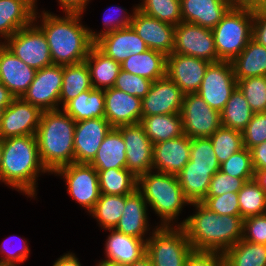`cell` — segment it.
<instances>
[{
  "label": "cell",
  "instance_id": "obj_56",
  "mask_svg": "<svg viewBox=\"0 0 266 266\" xmlns=\"http://www.w3.org/2000/svg\"><path fill=\"white\" fill-rule=\"evenodd\" d=\"M254 170H266V141L251 150Z\"/></svg>",
  "mask_w": 266,
  "mask_h": 266
},
{
  "label": "cell",
  "instance_id": "obj_36",
  "mask_svg": "<svg viewBox=\"0 0 266 266\" xmlns=\"http://www.w3.org/2000/svg\"><path fill=\"white\" fill-rule=\"evenodd\" d=\"M224 266H266V245L238 241L223 253Z\"/></svg>",
  "mask_w": 266,
  "mask_h": 266
},
{
  "label": "cell",
  "instance_id": "obj_47",
  "mask_svg": "<svg viewBox=\"0 0 266 266\" xmlns=\"http://www.w3.org/2000/svg\"><path fill=\"white\" fill-rule=\"evenodd\" d=\"M152 82L145 77L121 69L113 87L142 99L149 92Z\"/></svg>",
  "mask_w": 266,
  "mask_h": 266
},
{
  "label": "cell",
  "instance_id": "obj_4",
  "mask_svg": "<svg viewBox=\"0 0 266 266\" xmlns=\"http://www.w3.org/2000/svg\"><path fill=\"white\" fill-rule=\"evenodd\" d=\"M75 126L76 121L61 108L42 111L36 139L41 162L51 174L74 163Z\"/></svg>",
  "mask_w": 266,
  "mask_h": 266
},
{
  "label": "cell",
  "instance_id": "obj_39",
  "mask_svg": "<svg viewBox=\"0 0 266 266\" xmlns=\"http://www.w3.org/2000/svg\"><path fill=\"white\" fill-rule=\"evenodd\" d=\"M125 207V195L100 194L96 205L88 213L101 229H115Z\"/></svg>",
  "mask_w": 266,
  "mask_h": 266
},
{
  "label": "cell",
  "instance_id": "obj_20",
  "mask_svg": "<svg viewBox=\"0 0 266 266\" xmlns=\"http://www.w3.org/2000/svg\"><path fill=\"white\" fill-rule=\"evenodd\" d=\"M105 115L112 127L139 124L142 118V99L114 87L104 90Z\"/></svg>",
  "mask_w": 266,
  "mask_h": 266
},
{
  "label": "cell",
  "instance_id": "obj_63",
  "mask_svg": "<svg viewBox=\"0 0 266 266\" xmlns=\"http://www.w3.org/2000/svg\"><path fill=\"white\" fill-rule=\"evenodd\" d=\"M2 139L0 138V182H1V159H2Z\"/></svg>",
  "mask_w": 266,
  "mask_h": 266
},
{
  "label": "cell",
  "instance_id": "obj_53",
  "mask_svg": "<svg viewBox=\"0 0 266 266\" xmlns=\"http://www.w3.org/2000/svg\"><path fill=\"white\" fill-rule=\"evenodd\" d=\"M185 266H224L223 253L192 250Z\"/></svg>",
  "mask_w": 266,
  "mask_h": 266
},
{
  "label": "cell",
  "instance_id": "obj_25",
  "mask_svg": "<svg viewBox=\"0 0 266 266\" xmlns=\"http://www.w3.org/2000/svg\"><path fill=\"white\" fill-rule=\"evenodd\" d=\"M238 0H180L182 21L213 29Z\"/></svg>",
  "mask_w": 266,
  "mask_h": 266
},
{
  "label": "cell",
  "instance_id": "obj_35",
  "mask_svg": "<svg viewBox=\"0 0 266 266\" xmlns=\"http://www.w3.org/2000/svg\"><path fill=\"white\" fill-rule=\"evenodd\" d=\"M93 89L86 61L64 65L59 109L81 92ZM61 105V106H60Z\"/></svg>",
  "mask_w": 266,
  "mask_h": 266
},
{
  "label": "cell",
  "instance_id": "obj_66",
  "mask_svg": "<svg viewBox=\"0 0 266 266\" xmlns=\"http://www.w3.org/2000/svg\"><path fill=\"white\" fill-rule=\"evenodd\" d=\"M37 7V0H30Z\"/></svg>",
  "mask_w": 266,
  "mask_h": 266
},
{
  "label": "cell",
  "instance_id": "obj_21",
  "mask_svg": "<svg viewBox=\"0 0 266 266\" xmlns=\"http://www.w3.org/2000/svg\"><path fill=\"white\" fill-rule=\"evenodd\" d=\"M191 139L178 138L153 144L152 170L178 175L190 160Z\"/></svg>",
  "mask_w": 266,
  "mask_h": 266
},
{
  "label": "cell",
  "instance_id": "obj_61",
  "mask_svg": "<svg viewBox=\"0 0 266 266\" xmlns=\"http://www.w3.org/2000/svg\"><path fill=\"white\" fill-rule=\"evenodd\" d=\"M127 266H152L150 258L146 255L142 259Z\"/></svg>",
  "mask_w": 266,
  "mask_h": 266
},
{
  "label": "cell",
  "instance_id": "obj_27",
  "mask_svg": "<svg viewBox=\"0 0 266 266\" xmlns=\"http://www.w3.org/2000/svg\"><path fill=\"white\" fill-rule=\"evenodd\" d=\"M37 8L30 0H0V42L30 25Z\"/></svg>",
  "mask_w": 266,
  "mask_h": 266
},
{
  "label": "cell",
  "instance_id": "obj_26",
  "mask_svg": "<svg viewBox=\"0 0 266 266\" xmlns=\"http://www.w3.org/2000/svg\"><path fill=\"white\" fill-rule=\"evenodd\" d=\"M105 231L110 232V234L104 245V260L127 266L146 256L147 240L123 234L116 229Z\"/></svg>",
  "mask_w": 266,
  "mask_h": 266
},
{
  "label": "cell",
  "instance_id": "obj_65",
  "mask_svg": "<svg viewBox=\"0 0 266 266\" xmlns=\"http://www.w3.org/2000/svg\"><path fill=\"white\" fill-rule=\"evenodd\" d=\"M3 112H4V109L0 108V125H1V122H2Z\"/></svg>",
  "mask_w": 266,
  "mask_h": 266
},
{
  "label": "cell",
  "instance_id": "obj_30",
  "mask_svg": "<svg viewBox=\"0 0 266 266\" xmlns=\"http://www.w3.org/2000/svg\"><path fill=\"white\" fill-rule=\"evenodd\" d=\"M94 89L105 90L112 88L121 70V64L107 57L95 45L90 49L85 59Z\"/></svg>",
  "mask_w": 266,
  "mask_h": 266
},
{
  "label": "cell",
  "instance_id": "obj_14",
  "mask_svg": "<svg viewBox=\"0 0 266 266\" xmlns=\"http://www.w3.org/2000/svg\"><path fill=\"white\" fill-rule=\"evenodd\" d=\"M42 111L25 101L22 97H15L3 112L0 125V138L36 135Z\"/></svg>",
  "mask_w": 266,
  "mask_h": 266
},
{
  "label": "cell",
  "instance_id": "obj_5",
  "mask_svg": "<svg viewBox=\"0 0 266 266\" xmlns=\"http://www.w3.org/2000/svg\"><path fill=\"white\" fill-rule=\"evenodd\" d=\"M137 190L160 217L157 226H180L179 215L190 202L184 197L177 175L150 170L138 177Z\"/></svg>",
  "mask_w": 266,
  "mask_h": 266
},
{
  "label": "cell",
  "instance_id": "obj_28",
  "mask_svg": "<svg viewBox=\"0 0 266 266\" xmlns=\"http://www.w3.org/2000/svg\"><path fill=\"white\" fill-rule=\"evenodd\" d=\"M89 164L97 171L126 168V145L116 127H112L106 134L96 156Z\"/></svg>",
  "mask_w": 266,
  "mask_h": 266
},
{
  "label": "cell",
  "instance_id": "obj_15",
  "mask_svg": "<svg viewBox=\"0 0 266 266\" xmlns=\"http://www.w3.org/2000/svg\"><path fill=\"white\" fill-rule=\"evenodd\" d=\"M126 145V169L137 178L152 170L153 144L140 124L116 127Z\"/></svg>",
  "mask_w": 266,
  "mask_h": 266
},
{
  "label": "cell",
  "instance_id": "obj_60",
  "mask_svg": "<svg viewBox=\"0 0 266 266\" xmlns=\"http://www.w3.org/2000/svg\"><path fill=\"white\" fill-rule=\"evenodd\" d=\"M253 11L266 12V0H245Z\"/></svg>",
  "mask_w": 266,
  "mask_h": 266
},
{
  "label": "cell",
  "instance_id": "obj_44",
  "mask_svg": "<svg viewBox=\"0 0 266 266\" xmlns=\"http://www.w3.org/2000/svg\"><path fill=\"white\" fill-rule=\"evenodd\" d=\"M137 8L138 5H135L132 9V12L129 13L127 9H124L117 5L116 7L115 5L108 7L105 10L106 15L104 14L102 21L104 28L101 29L100 32L94 31L93 29L89 28L91 39L95 42L99 37L107 33L130 27Z\"/></svg>",
  "mask_w": 266,
  "mask_h": 266
},
{
  "label": "cell",
  "instance_id": "obj_64",
  "mask_svg": "<svg viewBox=\"0 0 266 266\" xmlns=\"http://www.w3.org/2000/svg\"><path fill=\"white\" fill-rule=\"evenodd\" d=\"M0 266H20L19 264L0 262Z\"/></svg>",
  "mask_w": 266,
  "mask_h": 266
},
{
  "label": "cell",
  "instance_id": "obj_8",
  "mask_svg": "<svg viewBox=\"0 0 266 266\" xmlns=\"http://www.w3.org/2000/svg\"><path fill=\"white\" fill-rule=\"evenodd\" d=\"M3 43L16 57L36 70L53 65L47 38L34 21Z\"/></svg>",
  "mask_w": 266,
  "mask_h": 266
},
{
  "label": "cell",
  "instance_id": "obj_41",
  "mask_svg": "<svg viewBox=\"0 0 266 266\" xmlns=\"http://www.w3.org/2000/svg\"><path fill=\"white\" fill-rule=\"evenodd\" d=\"M209 138L220 164L244 148L242 132L222 125Z\"/></svg>",
  "mask_w": 266,
  "mask_h": 266
},
{
  "label": "cell",
  "instance_id": "obj_2",
  "mask_svg": "<svg viewBox=\"0 0 266 266\" xmlns=\"http://www.w3.org/2000/svg\"><path fill=\"white\" fill-rule=\"evenodd\" d=\"M194 214L180 221L192 249L224 253L243 237L240 215H218L201 202L190 203Z\"/></svg>",
  "mask_w": 266,
  "mask_h": 266
},
{
  "label": "cell",
  "instance_id": "obj_11",
  "mask_svg": "<svg viewBox=\"0 0 266 266\" xmlns=\"http://www.w3.org/2000/svg\"><path fill=\"white\" fill-rule=\"evenodd\" d=\"M236 87L237 80L232 63L220 61L208 66L200 88L196 93L212 109L221 112Z\"/></svg>",
  "mask_w": 266,
  "mask_h": 266
},
{
  "label": "cell",
  "instance_id": "obj_46",
  "mask_svg": "<svg viewBox=\"0 0 266 266\" xmlns=\"http://www.w3.org/2000/svg\"><path fill=\"white\" fill-rule=\"evenodd\" d=\"M184 167L220 168L210 138L191 139L190 160Z\"/></svg>",
  "mask_w": 266,
  "mask_h": 266
},
{
  "label": "cell",
  "instance_id": "obj_29",
  "mask_svg": "<svg viewBox=\"0 0 266 266\" xmlns=\"http://www.w3.org/2000/svg\"><path fill=\"white\" fill-rule=\"evenodd\" d=\"M167 56L161 52L147 49L140 54H132L121 63L125 72L156 81L166 76Z\"/></svg>",
  "mask_w": 266,
  "mask_h": 266
},
{
  "label": "cell",
  "instance_id": "obj_23",
  "mask_svg": "<svg viewBox=\"0 0 266 266\" xmlns=\"http://www.w3.org/2000/svg\"><path fill=\"white\" fill-rule=\"evenodd\" d=\"M95 46L107 57L120 64L132 54H140L148 49L143 39L131 26L99 37L95 41Z\"/></svg>",
  "mask_w": 266,
  "mask_h": 266
},
{
  "label": "cell",
  "instance_id": "obj_38",
  "mask_svg": "<svg viewBox=\"0 0 266 266\" xmlns=\"http://www.w3.org/2000/svg\"><path fill=\"white\" fill-rule=\"evenodd\" d=\"M254 112L238 87L231 93L225 107L220 112L224 127L242 131L251 121Z\"/></svg>",
  "mask_w": 266,
  "mask_h": 266
},
{
  "label": "cell",
  "instance_id": "obj_7",
  "mask_svg": "<svg viewBox=\"0 0 266 266\" xmlns=\"http://www.w3.org/2000/svg\"><path fill=\"white\" fill-rule=\"evenodd\" d=\"M192 246L181 226H158L147 239L152 266H185Z\"/></svg>",
  "mask_w": 266,
  "mask_h": 266
},
{
  "label": "cell",
  "instance_id": "obj_3",
  "mask_svg": "<svg viewBox=\"0 0 266 266\" xmlns=\"http://www.w3.org/2000/svg\"><path fill=\"white\" fill-rule=\"evenodd\" d=\"M2 148L1 183L35 199L38 177L51 174L41 162L36 135L3 139Z\"/></svg>",
  "mask_w": 266,
  "mask_h": 266
},
{
  "label": "cell",
  "instance_id": "obj_51",
  "mask_svg": "<svg viewBox=\"0 0 266 266\" xmlns=\"http://www.w3.org/2000/svg\"><path fill=\"white\" fill-rule=\"evenodd\" d=\"M246 181L242 178L231 177L222 171L212 176L206 197L220 196L227 193H238Z\"/></svg>",
  "mask_w": 266,
  "mask_h": 266
},
{
  "label": "cell",
  "instance_id": "obj_48",
  "mask_svg": "<svg viewBox=\"0 0 266 266\" xmlns=\"http://www.w3.org/2000/svg\"><path fill=\"white\" fill-rule=\"evenodd\" d=\"M14 236L7 237L0 245V253L2 254L0 257V262L4 263H13V264H19L24 263L26 260H28V257L30 256V248L27 242L28 240H25L22 237H19L18 240ZM14 238V239H13ZM17 241V245L14 246V242ZM14 241V242H13ZM10 244V245H9ZM13 245V246H11ZM14 248V249H13Z\"/></svg>",
  "mask_w": 266,
  "mask_h": 266
},
{
  "label": "cell",
  "instance_id": "obj_59",
  "mask_svg": "<svg viewBox=\"0 0 266 266\" xmlns=\"http://www.w3.org/2000/svg\"><path fill=\"white\" fill-rule=\"evenodd\" d=\"M253 179L266 194V170H255Z\"/></svg>",
  "mask_w": 266,
  "mask_h": 266
},
{
  "label": "cell",
  "instance_id": "obj_45",
  "mask_svg": "<svg viewBox=\"0 0 266 266\" xmlns=\"http://www.w3.org/2000/svg\"><path fill=\"white\" fill-rule=\"evenodd\" d=\"M220 171L236 178L249 181L254 178V167L252 163L251 151L243 148L230 156L227 161L220 164Z\"/></svg>",
  "mask_w": 266,
  "mask_h": 266
},
{
  "label": "cell",
  "instance_id": "obj_6",
  "mask_svg": "<svg viewBox=\"0 0 266 266\" xmlns=\"http://www.w3.org/2000/svg\"><path fill=\"white\" fill-rule=\"evenodd\" d=\"M253 10L238 0L212 29L220 61L232 62L252 39Z\"/></svg>",
  "mask_w": 266,
  "mask_h": 266
},
{
  "label": "cell",
  "instance_id": "obj_22",
  "mask_svg": "<svg viewBox=\"0 0 266 266\" xmlns=\"http://www.w3.org/2000/svg\"><path fill=\"white\" fill-rule=\"evenodd\" d=\"M148 209L147 202L138 190L125 195L124 211L115 229L123 234L147 240L152 233L150 230L154 231L158 227L149 224Z\"/></svg>",
  "mask_w": 266,
  "mask_h": 266
},
{
  "label": "cell",
  "instance_id": "obj_16",
  "mask_svg": "<svg viewBox=\"0 0 266 266\" xmlns=\"http://www.w3.org/2000/svg\"><path fill=\"white\" fill-rule=\"evenodd\" d=\"M185 93L167 75L152 82L142 98V116L181 113Z\"/></svg>",
  "mask_w": 266,
  "mask_h": 266
},
{
  "label": "cell",
  "instance_id": "obj_13",
  "mask_svg": "<svg viewBox=\"0 0 266 266\" xmlns=\"http://www.w3.org/2000/svg\"><path fill=\"white\" fill-rule=\"evenodd\" d=\"M62 80L63 65L39 69L22 98L41 111L59 109Z\"/></svg>",
  "mask_w": 266,
  "mask_h": 266
},
{
  "label": "cell",
  "instance_id": "obj_54",
  "mask_svg": "<svg viewBox=\"0 0 266 266\" xmlns=\"http://www.w3.org/2000/svg\"><path fill=\"white\" fill-rule=\"evenodd\" d=\"M252 39L266 47V12L253 11Z\"/></svg>",
  "mask_w": 266,
  "mask_h": 266
},
{
  "label": "cell",
  "instance_id": "obj_42",
  "mask_svg": "<svg viewBox=\"0 0 266 266\" xmlns=\"http://www.w3.org/2000/svg\"><path fill=\"white\" fill-rule=\"evenodd\" d=\"M138 9L162 22L177 26L182 22L180 0H140Z\"/></svg>",
  "mask_w": 266,
  "mask_h": 266
},
{
  "label": "cell",
  "instance_id": "obj_57",
  "mask_svg": "<svg viewBox=\"0 0 266 266\" xmlns=\"http://www.w3.org/2000/svg\"><path fill=\"white\" fill-rule=\"evenodd\" d=\"M52 266H82V264L75 253L69 251L60 256Z\"/></svg>",
  "mask_w": 266,
  "mask_h": 266
},
{
  "label": "cell",
  "instance_id": "obj_37",
  "mask_svg": "<svg viewBox=\"0 0 266 266\" xmlns=\"http://www.w3.org/2000/svg\"><path fill=\"white\" fill-rule=\"evenodd\" d=\"M100 194L130 195L137 190L138 178L126 168L97 171Z\"/></svg>",
  "mask_w": 266,
  "mask_h": 266
},
{
  "label": "cell",
  "instance_id": "obj_62",
  "mask_svg": "<svg viewBox=\"0 0 266 266\" xmlns=\"http://www.w3.org/2000/svg\"><path fill=\"white\" fill-rule=\"evenodd\" d=\"M95 265L96 266H123V265L116 263V262L104 260V258L102 260L98 261V263Z\"/></svg>",
  "mask_w": 266,
  "mask_h": 266
},
{
  "label": "cell",
  "instance_id": "obj_55",
  "mask_svg": "<svg viewBox=\"0 0 266 266\" xmlns=\"http://www.w3.org/2000/svg\"><path fill=\"white\" fill-rule=\"evenodd\" d=\"M89 1L91 0H57L63 13H84Z\"/></svg>",
  "mask_w": 266,
  "mask_h": 266
},
{
  "label": "cell",
  "instance_id": "obj_58",
  "mask_svg": "<svg viewBox=\"0 0 266 266\" xmlns=\"http://www.w3.org/2000/svg\"><path fill=\"white\" fill-rule=\"evenodd\" d=\"M15 96L10 90L0 81V108L5 109L10 105Z\"/></svg>",
  "mask_w": 266,
  "mask_h": 266
},
{
  "label": "cell",
  "instance_id": "obj_50",
  "mask_svg": "<svg viewBox=\"0 0 266 266\" xmlns=\"http://www.w3.org/2000/svg\"><path fill=\"white\" fill-rule=\"evenodd\" d=\"M201 203L218 215H240L238 193H227L220 196L205 197Z\"/></svg>",
  "mask_w": 266,
  "mask_h": 266
},
{
  "label": "cell",
  "instance_id": "obj_24",
  "mask_svg": "<svg viewBox=\"0 0 266 266\" xmlns=\"http://www.w3.org/2000/svg\"><path fill=\"white\" fill-rule=\"evenodd\" d=\"M36 71L0 42V81L15 97H22L28 90Z\"/></svg>",
  "mask_w": 266,
  "mask_h": 266
},
{
  "label": "cell",
  "instance_id": "obj_12",
  "mask_svg": "<svg viewBox=\"0 0 266 266\" xmlns=\"http://www.w3.org/2000/svg\"><path fill=\"white\" fill-rule=\"evenodd\" d=\"M172 53L193 56L210 63L220 62L212 29L184 21L175 26V46Z\"/></svg>",
  "mask_w": 266,
  "mask_h": 266
},
{
  "label": "cell",
  "instance_id": "obj_32",
  "mask_svg": "<svg viewBox=\"0 0 266 266\" xmlns=\"http://www.w3.org/2000/svg\"><path fill=\"white\" fill-rule=\"evenodd\" d=\"M231 63L236 80L266 76V47L251 39Z\"/></svg>",
  "mask_w": 266,
  "mask_h": 266
},
{
  "label": "cell",
  "instance_id": "obj_49",
  "mask_svg": "<svg viewBox=\"0 0 266 266\" xmlns=\"http://www.w3.org/2000/svg\"><path fill=\"white\" fill-rule=\"evenodd\" d=\"M243 145L251 150L253 147L266 141V112L254 113L251 121L241 131Z\"/></svg>",
  "mask_w": 266,
  "mask_h": 266
},
{
  "label": "cell",
  "instance_id": "obj_52",
  "mask_svg": "<svg viewBox=\"0 0 266 266\" xmlns=\"http://www.w3.org/2000/svg\"><path fill=\"white\" fill-rule=\"evenodd\" d=\"M242 239L266 245V213L243 219Z\"/></svg>",
  "mask_w": 266,
  "mask_h": 266
},
{
  "label": "cell",
  "instance_id": "obj_10",
  "mask_svg": "<svg viewBox=\"0 0 266 266\" xmlns=\"http://www.w3.org/2000/svg\"><path fill=\"white\" fill-rule=\"evenodd\" d=\"M183 134L190 139L209 138L222 124L220 112L197 93H187L181 109Z\"/></svg>",
  "mask_w": 266,
  "mask_h": 266
},
{
  "label": "cell",
  "instance_id": "obj_18",
  "mask_svg": "<svg viewBox=\"0 0 266 266\" xmlns=\"http://www.w3.org/2000/svg\"><path fill=\"white\" fill-rule=\"evenodd\" d=\"M112 126L105 117L76 122L74 132V163L89 164Z\"/></svg>",
  "mask_w": 266,
  "mask_h": 266
},
{
  "label": "cell",
  "instance_id": "obj_19",
  "mask_svg": "<svg viewBox=\"0 0 266 266\" xmlns=\"http://www.w3.org/2000/svg\"><path fill=\"white\" fill-rule=\"evenodd\" d=\"M211 63L193 56L171 53L167 56L166 75L185 93H196Z\"/></svg>",
  "mask_w": 266,
  "mask_h": 266
},
{
  "label": "cell",
  "instance_id": "obj_40",
  "mask_svg": "<svg viewBox=\"0 0 266 266\" xmlns=\"http://www.w3.org/2000/svg\"><path fill=\"white\" fill-rule=\"evenodd\" d=\"M238 201L243 219L266 213V194L254 179L244 183Z\"/></svg>",
  "mask_w": 266,
  "mask_h": 266
},
{
  "label": "cell",
  "instance_id": "obj_34",
  "mask_svg": "<svg viewBox=\"0 0 266 266\" xmlns=\"http://www.w3.org/2000/svg\"><path fill=\"white\" fill-rule=\"evenodd\" d=\"M152 144L183 135L181 113L142 116L139 123Z\"/></svg>",
  "mask_w": 266,
  "mask_h": 266
},
{
  "label": "cell",
  "instance_id": "obj_17",
  "mask_svg": "<svg viewBox=\"0 0 266 266\" xmlns=\"http://www.w3.org/2000/svg\"><path fill=\"white\" fill-rule=\"evenodd\" d=\"M131 27L143 39L148 49L170 55L175 46V26L153 18L138 8Z\"/></svg>",
  "mask_w": 266,
  "mask_h": 266
},
{
  "label": "cell",
  "instance_id": "obj_33",
  "mask_svg": "<svg viewBox=\"0 0 266 266\" xmlns=\"http://www.w3.org/2000/svg\"><path fill=\"white\" fill-rule=\"evenodd\" d=\"M220 168L183 167L177 175L184 197L190 203L201 202L207 195L212 176Z\"/></svg>",
  "mask_w": 266,
  "mask_h": 266
},
{
  "label": "cell",
  "instance_id": "obj_31",
  "mask_svg": "<svg viewBox=\"0 0 266 266\" xmlns=\"http://www.w3.org/2000/svg\"><path fill=\"white\" fill-rule=\"evenodd\" d=\"M61 109L76 122L85 119L104 117V90L93 88L81 92L76 98L67 102Z\"/></svg>",
  "mask_w": 266,
  "mask_h": 266
},
{
  "label": "cell",
  "instance_id": "obj_9",
  "mask_svg": "<svg viewBox=\"0 0 266 266\" xmlns=\"http://www.w3.org/2000/svg\"><path fill=\"white\" fill-rule=\"evenodd\" d=\"M54 176L65 180L67 193L89 213L100 197L97 170L87 163H71L58 168Z\"/></svg>",
  "mask_w": 266,
  "mask_h": 266
},
{
  "label": "cell",
  "instance_id": "obj_1",
  "mask_svg": "<svg viewBox=\"0 0 266 266\" xmlns=\"http://www.w3.org/2000/svg\"><path fill=\"white\" fill-rule=\"evenodd\" d=\"M63 14L61 17L47 10H41L40 14L36 9L34 22L47 38L53 65L64 66L85 61L95 42L89 27L81 21L83 13Z\"/></svg>",
  "mask_w": 266,
  "mask_h": 266
},
{
  "label": "cell",
  "instance_id": "obj_43",
  "mask_svg": "<svg viewBox=\"0 0 266 266\" xmlns=\"http://www.w3.org/2000/svg\"><path fill=\"white\" fill-rule=\"evenodd\" d=\"M237 87L254 113L266 112V76L237 80Z\"/></svg>",
  "mask_w": 266,
  "mask_h": 266
}]
</instances>
